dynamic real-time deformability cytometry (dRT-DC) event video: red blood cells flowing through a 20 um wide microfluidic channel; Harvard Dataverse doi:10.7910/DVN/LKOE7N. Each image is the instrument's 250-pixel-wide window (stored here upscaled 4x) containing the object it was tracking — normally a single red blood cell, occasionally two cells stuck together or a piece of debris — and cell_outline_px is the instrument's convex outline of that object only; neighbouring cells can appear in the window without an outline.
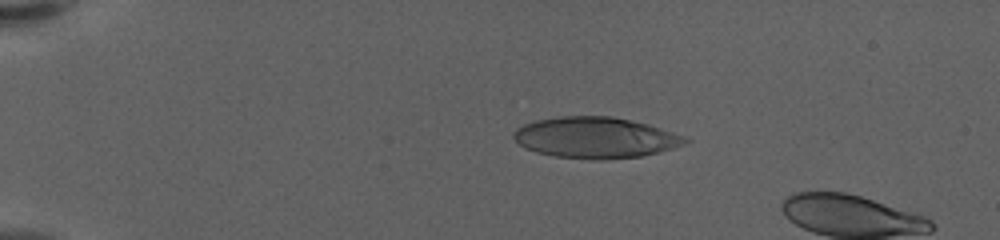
{"species": "human", "species_latin": "Homo sapiens", "temperature_condition": "warm", "stored_images_in_passage": 19, "camera_frame_rate_fps": 3000, "um_per_image_px": 0.085, "donor": {"sex": "female"}, "frame": {"image": 1, "passage_image": 14, "time_ms": 4.333, "image_size_px": [1000, 240], "cell_outline_px": [[692, 140], [684, 144], [672, 148], [640, 156], [608, 160], [596, 160], [556, 156], [536, 152], [524, 148], [512, 136], [512, 132], [516, 128], [524, 124], [536, 120], [560, 116], [612, 116], [648, 124], [684, 136]], "centroid_in_image_um": [50.58, 11.7], "position_along_channel_um": 34.4, "area_um2": 40.98}}